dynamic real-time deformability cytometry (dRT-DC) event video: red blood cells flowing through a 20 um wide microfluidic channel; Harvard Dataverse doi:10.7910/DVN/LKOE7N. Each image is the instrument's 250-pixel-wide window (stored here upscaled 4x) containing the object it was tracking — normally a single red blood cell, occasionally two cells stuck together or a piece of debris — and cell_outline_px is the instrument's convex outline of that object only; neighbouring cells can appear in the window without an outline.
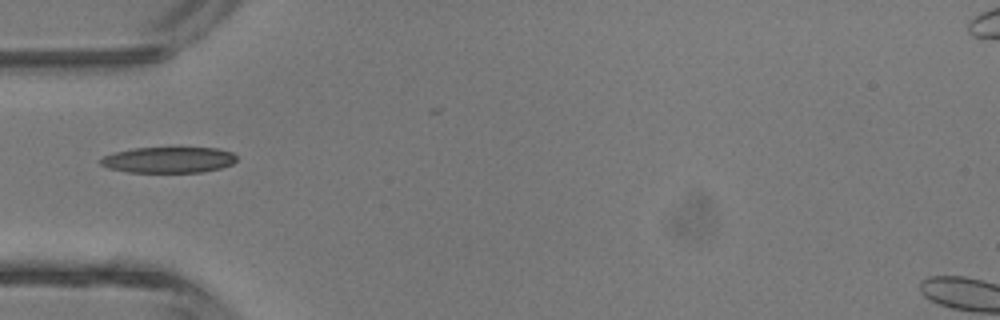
{"species": "common noctule bat (a hibernating species)", "species_latin": "Nyctalus noctula", "temperature_condition": "room temperature", "stored_images_in_passage": 1, "camera_frame_rate_fps": 3000, "um_per_image_px": 0.085, "animal": {"sex": "male", "body_mass_g": 13.3}, "frame": {"image": 1, "passage_image": 1, "time_ms": 0.0, "image_size_px": [1000, 320], "cell_outline_px": [[236, 160], [232, 164], [220, 168], [200, 172], [128, 172], [108, 168], [100, 164], [100, 160], [104, 156], [116, 152], [136, 148], [216, 148], [232, 152], [236, 156]], "centroid_in_image_um": [14.33, 13.59], "position_along_channel_um": 70.7, "area_um2": 20.35}}